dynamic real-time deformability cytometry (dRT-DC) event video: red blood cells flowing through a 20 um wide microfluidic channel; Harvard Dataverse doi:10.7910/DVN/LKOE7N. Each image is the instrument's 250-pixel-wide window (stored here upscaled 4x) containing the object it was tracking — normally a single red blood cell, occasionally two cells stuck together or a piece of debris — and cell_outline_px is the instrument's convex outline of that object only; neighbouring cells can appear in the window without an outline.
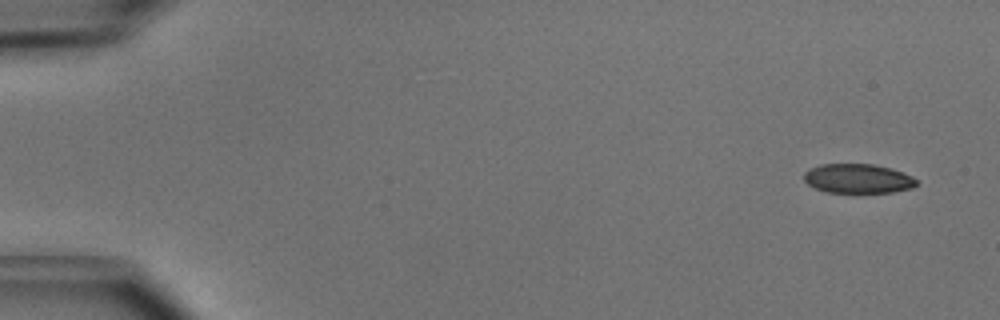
{"species": "common noctule bat (a hibernating species)", "species_latin": "Nyctalus noctula", "temperature_condition": "cold", "stored_images_in_passage": 48, "camera_frame_rate_fps": 3000, "um_per_image_px": 0.085, "animal": {"sex": "male", "body_mass_g": 15.6}, "frame": {"image": 1, "passage_image": 1, "time_ms": 0.0, "image_size_px": [1000, 320], "cell_outline_px": [[916, 184], [912, 188], [892, 192], [828, 192], [816, 188], [808, 184], [804, 180], [804, 172], [820, 164], [872, 164], [888, 168], [912, 176], [916, 180]], "centroid_in_image_um": [72.9, 15.18], "position_along_channel_um": 12.1, "area_um2": 18.9}}
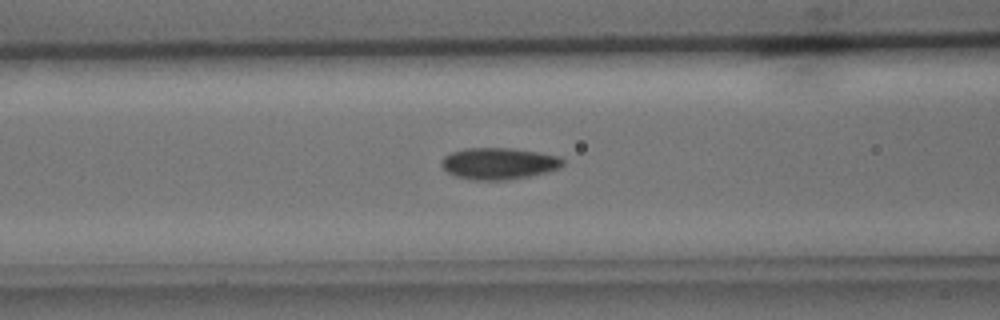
{"frame": {"image": 2, "passage_image": 19, "time_ms": 6.0, "image_size_px": [1000, 320], "cell_outline_px": [[564, 164], [560, 168], [548, 172], [528, 176], [504, 180], [472, 180], [456, 176], [448, 172], [440, 164], [440, 160], [444, 156], [452, 152], [464, 148], [512, 148], [560, 156], [564, 160]], "centroid_in_image_um": [42.4, 13.89], "position_along_channel_um": 124.2, "area_um2": 22.43}}
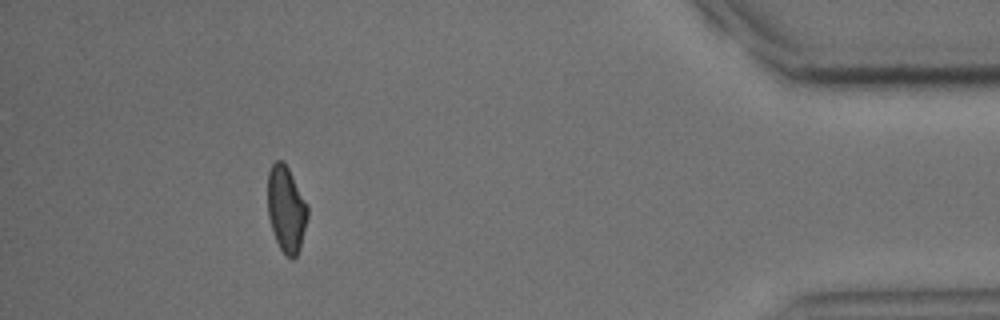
{"frame": {"image": 3, "passage_image": 44, "time_ms": 14.333, "image_size_px": [1000, 320], "cell_outline_px": [[308, 216], [300, 248], [296, 256], [292, 260], [280, 248], [276, 240], [268, 216], [268, 172], [272, 164], [276, 160], [284, 160], [308, 204]], "centroid_in_image_um": [24.34, 17.74], "position_along_channel_um": 410.9, "area_um2": 20.06}, "authors_computed_cell_mechanics": {"area_um2": 21.1259, "velocity_mm_per_s": 4.049, "shape_relaxation_time_tau1_ms": 4.9942, "shape_relaxation_time_tau2_ms": 2.5519, "deformation_change_tau1": 0.133, "deformation_change_tau2": 0.0683}}